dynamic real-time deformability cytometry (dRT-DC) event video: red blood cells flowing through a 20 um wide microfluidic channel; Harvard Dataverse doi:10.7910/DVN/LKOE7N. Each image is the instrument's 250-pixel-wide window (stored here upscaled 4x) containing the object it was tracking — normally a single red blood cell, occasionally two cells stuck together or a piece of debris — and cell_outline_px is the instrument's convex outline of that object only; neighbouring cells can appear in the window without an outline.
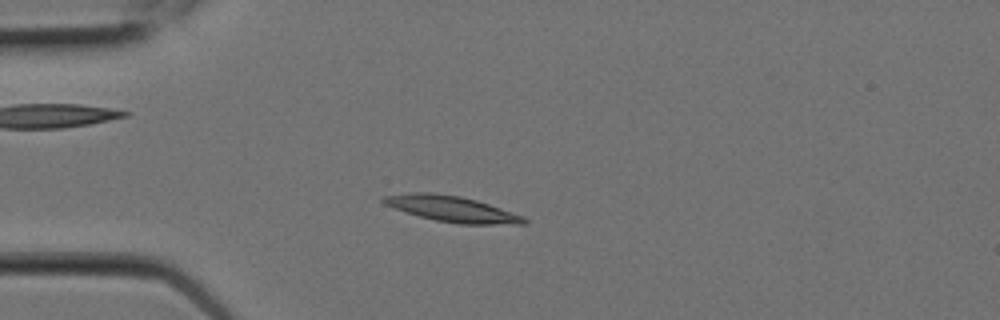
{"species": "Egyptian fruit bat (a non-hibernating species)", "species_latin": "Rousettus aegyptiacus", "temperature_condition": "room temperature", "stored_images_in_passage": 6, "camera_frame_rate_fps": 3000, "um_per_image_px": 0.085, "animal": {"sex": "female"}, "frame": {"image": 1, "passage_image": 3, "time_ms": 0.667, "image_size_px": [1000, 320], "cell_outline_px": [[512, 220], [448, 220], [428, 216], [416, 212], [428, 196], [444, 196], [468, 200], [492, 208], [500, 212]], "centroid_in_image_um": [38.96, 17.82], "position_along_channel_um": 46.0, "area_um2": 10.87}}
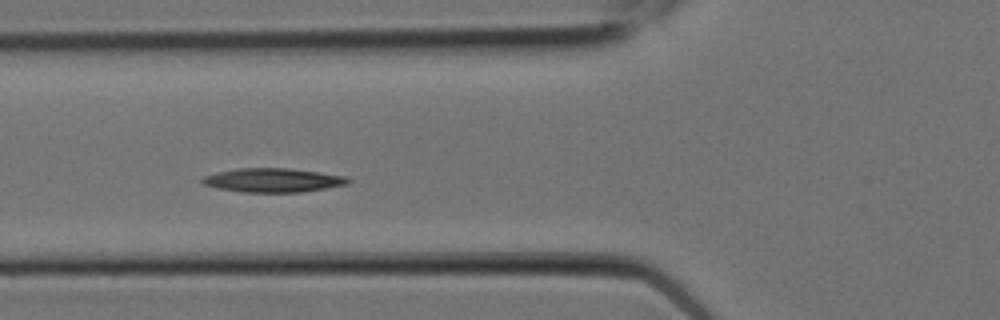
{"frame": {"image": 2, "passage_image": 5, "time_ms": 1.333, "image_size_px": [1000, 320], "cell_outline_px": [[340, 180], [332, 184], [312, 188], [240, 188], [220, 184], [240, 172], [304, 172], [324, 176]], "centroid_in_image_um": [23.66, 15.32], "position_along_channel_um": 102.1, "area_um2": 11.1}}
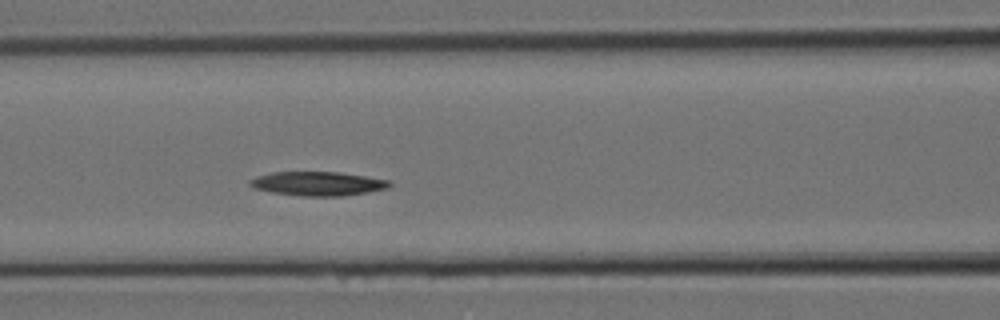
{"frame": {"image": 3, "passage_image": 6, "time_ms": 1.667, "image_size_px": [1000, 320], "cell_outline_px": [[384, 184], [372, 188], [352, 192], [296, 192], [272, 188], [260, 184], [280, 176], [304, 172], [316, 172], [352, 176], [372, 180]], "centroid_in_image_um": [27.25, 15.55], "position_along_channel_um": 139.4, "area_um2": 12.48}}